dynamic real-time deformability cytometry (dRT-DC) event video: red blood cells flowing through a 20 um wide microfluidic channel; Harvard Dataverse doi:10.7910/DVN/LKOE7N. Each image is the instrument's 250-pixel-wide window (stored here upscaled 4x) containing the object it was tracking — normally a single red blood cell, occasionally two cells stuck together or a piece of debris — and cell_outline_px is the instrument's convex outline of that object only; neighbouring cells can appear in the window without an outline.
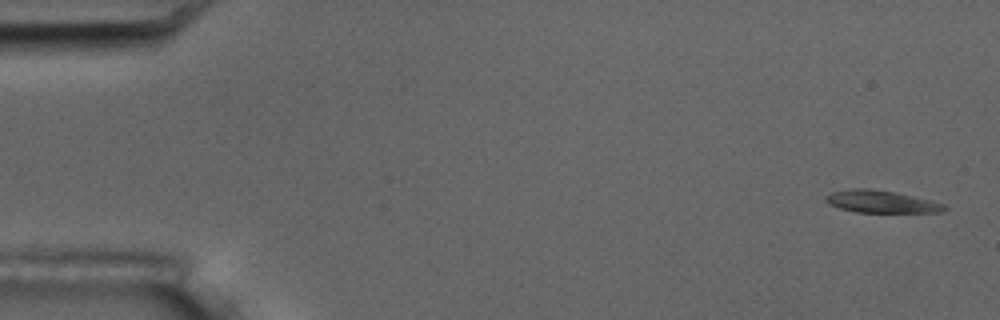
{"species": "common noctule bat (a hibernating species)", "species_latin": "Nyctalus noctula", "temperature_condition": "room temperature", "stored_images_in_passage": 5, "camera_frame_rate_fps": 3000, "um_per_image_px": 0.085, "animal": {"sex": "male", "body_mass_g": 17.5, "forearm_length_mm": 52.3}, "frame": {"image": 1, "passage_image": 1, "time_ms": 0.0, "image_size_px": [1000, 320], "cell_outline_px": [[948, 208], [940, 212], [856, 212], [840, 208], [828, 204], [824, 200], [824, 196], [832, 192], [852, 188], [868, 188], [896, 192], [944, 204]], "centroid_in_image_um": [74.84, 17.13], "position_along_channel_um": 10.2, "area_um2": 15.32}}
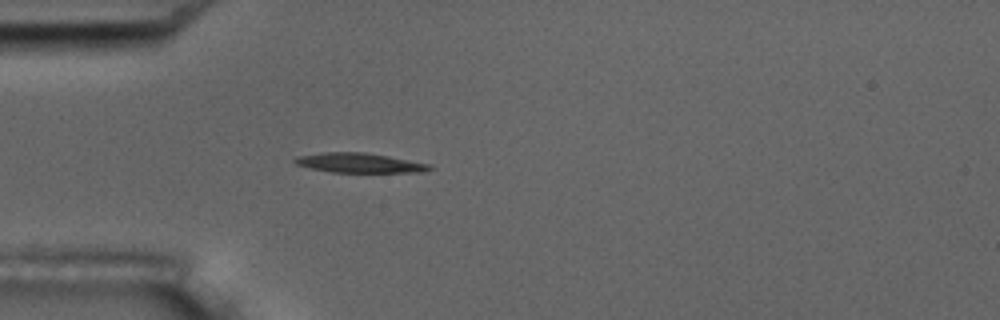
{"frame": {"image": 2, "passage_image": 5, "time_ms": 4.667, "image_size_px": [1000, 320], "cell_outline_px": [[436, 168], [424, 172], [332, 172], [312, 168], [296, 164], [292, 160], [296, 156], [324, 152], [364, 152], [388, 156], [432, 164]], "centroid_in_image_um": [30.61, 13.84], "position_along_channel_um": 54.4, "area_um2": 15.49}}